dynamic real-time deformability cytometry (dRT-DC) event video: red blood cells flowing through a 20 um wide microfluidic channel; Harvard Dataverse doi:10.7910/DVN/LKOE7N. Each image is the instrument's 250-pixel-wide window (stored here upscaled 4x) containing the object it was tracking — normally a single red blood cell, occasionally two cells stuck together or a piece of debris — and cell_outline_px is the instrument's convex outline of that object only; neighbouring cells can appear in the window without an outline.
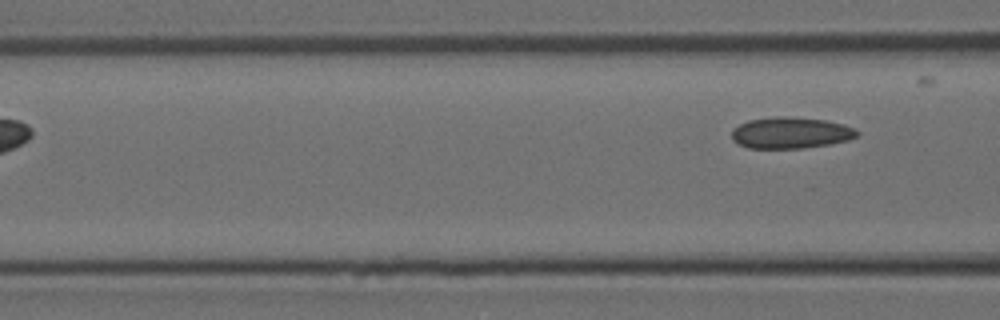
{"species": "Egyptian fruit bat (a non-hibernating species)", "species_latin": "Rousettus aegyptiacus", "temperature_condition": "room temperature", "stored_images_in_passage": 3, "camera_frame_rate_fps": 3000, "um_per_image_px": 0.085, "animal": {"sex": "female"}, "frame": {"image": 1, "passage_image": 3, "time_ms": 0.667, "image_size_px": [1000, 320], "cell_outline_px": [[860, 132], [856, 136], [848, 140], [828, 144], [804, 148], [748, 148], [736, 144], [732, 140], [732, 128], [748, 120], [776, 116], [784, 116], [824, 120], [844, 124]], "centroid_in_image_um": [67.16, 11.29], "position_along_channel_um": 99.4, "area_um2": 22.89}}